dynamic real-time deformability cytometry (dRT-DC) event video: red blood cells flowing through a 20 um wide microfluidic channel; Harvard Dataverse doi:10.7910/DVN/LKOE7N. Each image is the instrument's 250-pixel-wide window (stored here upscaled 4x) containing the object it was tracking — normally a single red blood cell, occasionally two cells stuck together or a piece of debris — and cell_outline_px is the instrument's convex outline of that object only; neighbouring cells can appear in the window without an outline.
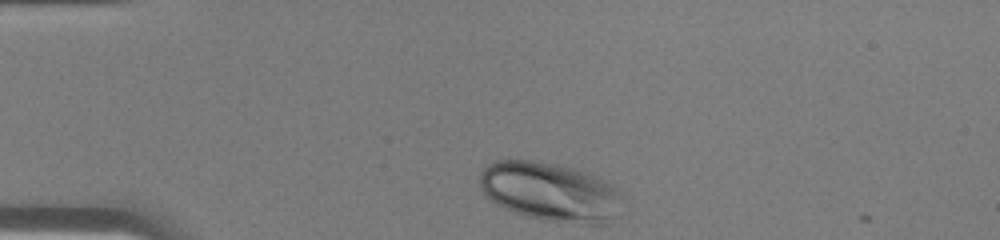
{"species": "human", "species_latin": "Homo sapiens", "temperature_condition": "warm", "stored_images_in_passage": 28, "camera_frame_rate_fps": 3000, "um_per_image_px": 0.085, "donor": {"sex": "male"}, "frame": {"image": 1, "passage_image": 1, "time_ms": 0.0, "image_size_px": [1000, 240], "cell_outline_px": [[616, 196], [612, 216], [608, 224], [584, 224], [544, 220], [524, 216], [496, 204], [484, 196], [480, 188], [480, 172], [488, 164], [496, 160], [508, 156], [560, 164], [588, 172], [612, 184], [616, 192]], "centroid_in_image_um": [46.6, 16.24], "position_along_channel_um": 38.4, "area_um2": 49.01}}
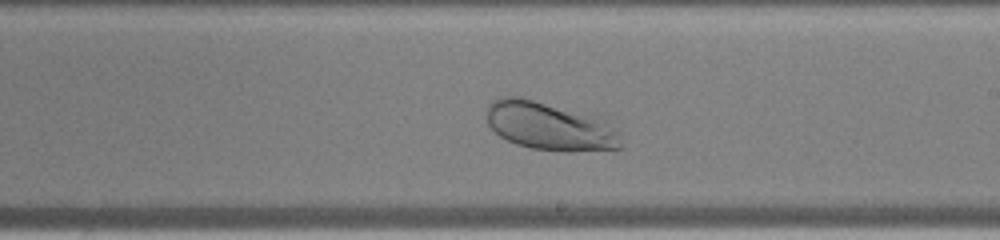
{"frame": {"image": 2, "passage_image": 17, "time_ms": 5.333, "image_size_px": [1000, 240], "cell_outline_px": [[620, 148], [568, 152], [564, 152], [532, 148], [516, 144], [500, 136], [488, 124], [488, 104], [492, 100], [500, 96], [520, 96], [596, 112], [620, 132]], "centroid_in_image_um": [46.8, 10.67], "position_along_channel_um": 242.2, "area_um2": 39.02}}
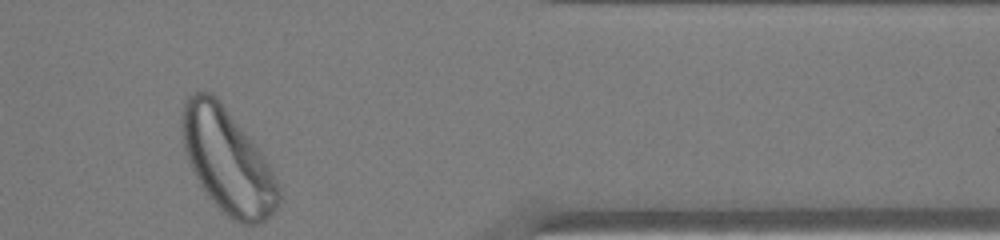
{"frame": {"image": 3, "passage_image": 28, "time_ms": 9.0, "image_size_px": [1000, 240], "cell_outline_px": [[280, 200], [276, 208], [260, 224], [240, 224], [232, 220], [204, 192], [184, 152], [180, 132], [180, 128], [184, 100], [192, 92], [208, 92], [216, 96], [256, 144], [268, 164], [276, 180], [280, 192]], "centroid_in_image_um": [19.31, 13.66], "position_along_channel_um": 392.1, "area_um2": 58.44}}